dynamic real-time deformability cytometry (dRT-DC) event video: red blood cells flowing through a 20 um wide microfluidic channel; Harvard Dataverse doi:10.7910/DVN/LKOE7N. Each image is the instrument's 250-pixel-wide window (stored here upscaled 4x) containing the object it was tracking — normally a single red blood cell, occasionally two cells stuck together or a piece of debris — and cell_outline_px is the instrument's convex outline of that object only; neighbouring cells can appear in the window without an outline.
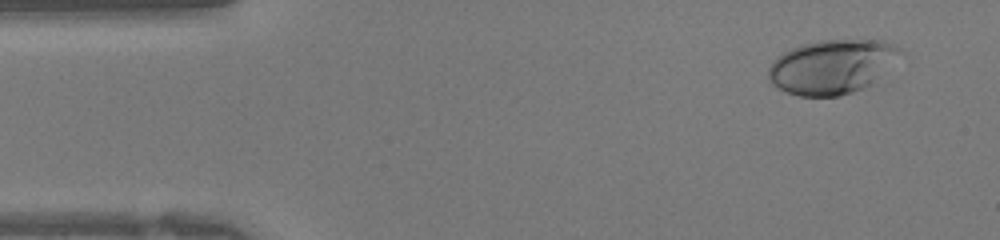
{"species": "human", "species_latin": "Homo sapiens", "temperature_condition": "warm", "stored_images_in_passage": 41, "camera_frame_rate_fps": 3000, "um_per_image_px": 0.085, "donor": {"sex": "female"}, "frame": {"image": 1, "passage_image": 3, "time_ms": 0.667, "image_size_px": [1000, 240], "cell_outline_px": [[904, 52], [872, 84], [852, 92], [840, 96], [800, 96], [776, 88], [768, 80], [768, 68], [776, 56], [800, 44], [820, 40], [884, 40], [900, 48]], "centroid_in_image_um": [70.7, 5.66], "position_along_channel_um": 14.3, "area_um2": 41.79}}
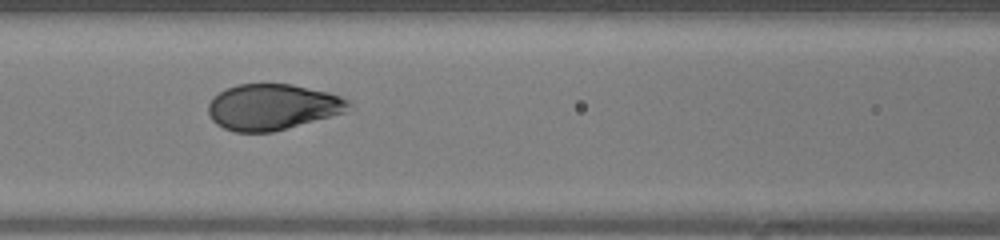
{"frame": {"image": 2, "passage_image": 17, "time_ms": 5.333, "image_size_px": [1000, 240], "cell_outline_px": [[348, 104], [344, 112], [272, 132], [236, 132], [224, 128], [216, 124], [212, 120], [208, 112], [208, 104], [220, 92], [236, 84], [292, 84], [328, 92], [340, 96], [348, 100]], "centroid_in_image_um": [23.11, 9.09], "position_along_channel_um": 143.5, "area_um2": 36.99}}
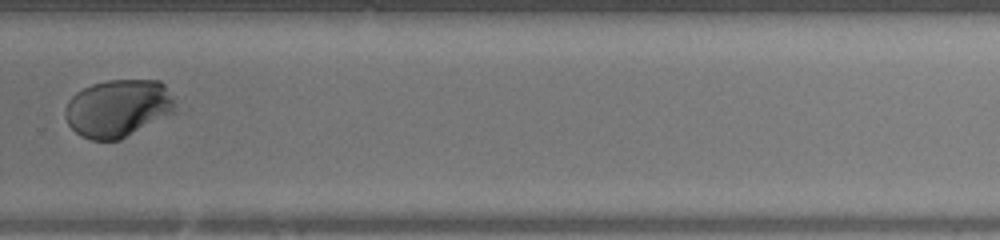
{"frame": {"image": 3, "passage_image": 28, "time_ms": 9.0, "image_size_px": [1000, 240], "cell_outline_px": [[180, 112], [120, 140], [92, 140], [80, 136], [68, 124], [64, 116], [64, 112], [68, 100], [76, 92], [92, 84], [108, 80], [160, 80], [164, 84]], "centroid_in_image_um": [10.08, 9.22], "position_along_channel_um": 319.7, "area_um2": 37.63}}